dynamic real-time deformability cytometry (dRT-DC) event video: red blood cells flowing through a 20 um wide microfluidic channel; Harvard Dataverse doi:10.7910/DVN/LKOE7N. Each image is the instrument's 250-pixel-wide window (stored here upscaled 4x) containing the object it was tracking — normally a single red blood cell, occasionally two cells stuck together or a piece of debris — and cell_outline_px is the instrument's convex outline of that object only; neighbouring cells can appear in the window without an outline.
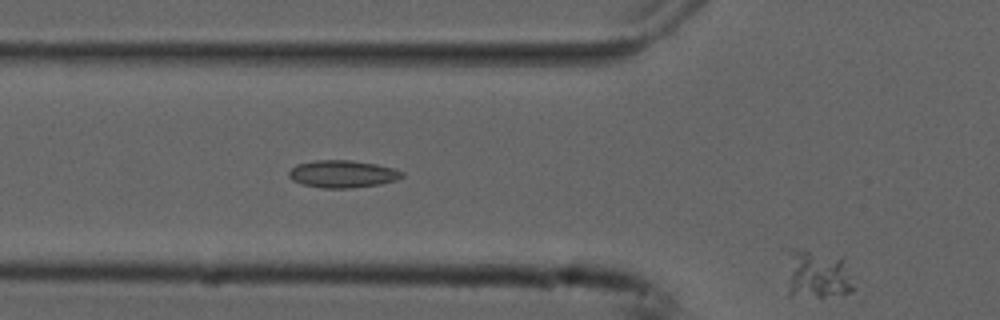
{"species": "common noctule bat (a hibernating species)", "species_latin": "Nyctalus noctula", "temperature_condition": "cold", "stored_images_in_passage": 3, "segment_of_instrument_passage": [2, 2], "camera_frame_rate_fps": 3000, "um_per_image_px": 0.085, "animal": {"sex": "male", "forearm_length_mm": 52.5}, "frame": {"image": 1, "passage_image": 3, "time_ms": 0.667, "image_size_px": [1000, 320], "cell_outline_px": [[852, 292], [824, 296], [788, 296], [788, 292], [792, 248], [844, 260], [852, 288]], "centroid_in_image_um": [69.47, 23.4], "position_along_channel_um": 56.3, "area_um2": 17.4}}